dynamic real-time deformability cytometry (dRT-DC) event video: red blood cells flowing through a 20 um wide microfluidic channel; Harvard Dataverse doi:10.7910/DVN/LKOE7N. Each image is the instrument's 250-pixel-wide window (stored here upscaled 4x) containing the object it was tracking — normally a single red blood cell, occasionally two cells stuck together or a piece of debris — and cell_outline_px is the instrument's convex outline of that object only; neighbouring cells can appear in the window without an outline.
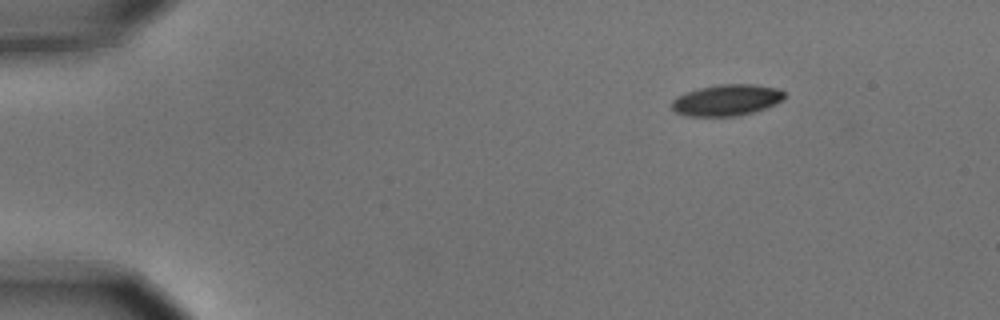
{"species": "common noctule bat (a hibernating species)", "species_latin": "Nyctalus noctula", "temperature_condition": "cold", "stored_images_in_passage": 2, "camera_frame_rate_fps": 3000, "um_per_image_px": 0.085, "animal": {"sex": "male", "body_mass_g": 15.6}, "frame": {"image": 1, "passage_image": 2, "time_ms": 0.333, "image_size_px": [1000, 320], "cell_outline_px": [[784, 96], [780, 100], [764, 108], [752, 112], [736, 116], [688, 116], [676, 112], [672, 108], [672, 100], [676, 96], [700, 88], [720, 84], [756, 84], [776, 88], [784, 92]], "centroid_in_image_um": [61.73, 8.5], "position_along_channel_um": 23.3, "area_um2": 20.17}}